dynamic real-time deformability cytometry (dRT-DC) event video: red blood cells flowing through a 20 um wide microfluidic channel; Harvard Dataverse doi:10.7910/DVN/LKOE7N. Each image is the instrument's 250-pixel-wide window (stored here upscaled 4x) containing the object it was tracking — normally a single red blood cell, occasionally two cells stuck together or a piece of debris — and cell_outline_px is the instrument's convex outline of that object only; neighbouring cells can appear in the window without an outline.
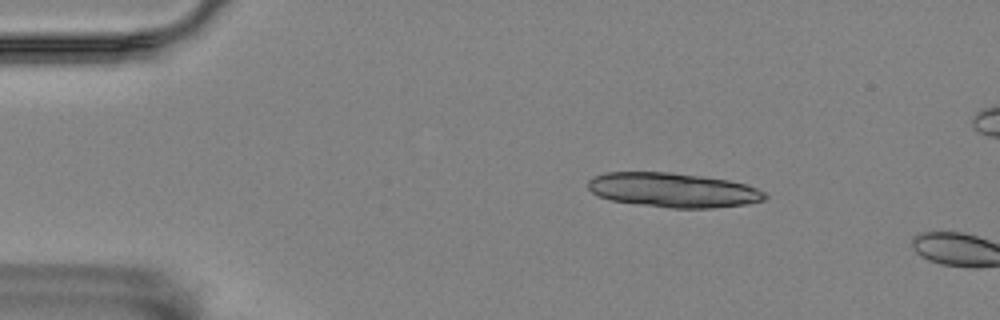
{"species": "Egyptian fruit bat (a non-hibernating species)", "species_latin": "Rousettus aegyptiacus", "temperature_condition": "room temperature", "stored_images_in_passage": 12, "camera_frame_rate_fps": 3000, "um_per_image_px": 0.085, "animal": {"sex": "female"}, "frame": {"image": 1, "passage_image": 9, "time_ms": 2.667, "image_size_px": [1000, 320], "cell_outline_px": [[768, 196], [764, 200], [748, 204], [712, 208], [672, 208], [640, 204], [612, 200], [596, 196], [588, 188], [588, 180], [592, 176], [604, 172], [672, 172], [728, 180], [748, 184], [764, 192]], "centroid_in_image_um": [57.21, 16.15], "position_along_channel_um": 27.8, "area_um2": 35.66}}